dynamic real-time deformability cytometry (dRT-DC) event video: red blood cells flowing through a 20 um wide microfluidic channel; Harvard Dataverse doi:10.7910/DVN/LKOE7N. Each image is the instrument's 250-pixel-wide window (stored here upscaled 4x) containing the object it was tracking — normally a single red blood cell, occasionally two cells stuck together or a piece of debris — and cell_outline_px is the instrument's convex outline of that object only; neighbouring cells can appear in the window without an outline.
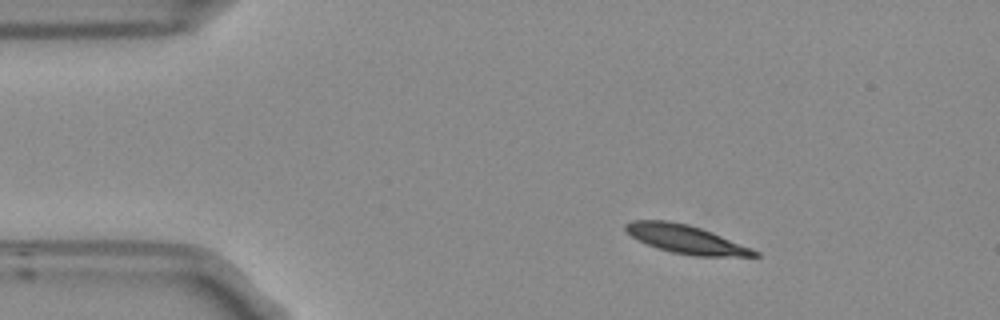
{"species": "Egyptian fruit bat (a non-hibernating species)", "species_latin": "Rousettus aegyptiacus", "temperature_condition": "room temperature", "stored_images_in_passage": 47, "camera_frame_rate_fps": 3000, "um_per_image_px": 0.085, "frame": {"image": 1, "passage_image": 1, "time_ms": 0.0, "image_size_px": [1000, 320], "cell_outline_px": [[760, 256], [692, 256], [672, 252], [648, 244], [632, 236], [624, 228], [624, 224], [632, 220], [668, 220], [688, 224], [712, 232], [752, 248], [760, 252]], "centroid_in_image_um": [58.32, 20.33], "position_along_channel_um": 26.7, "area_um2": 21.15}}
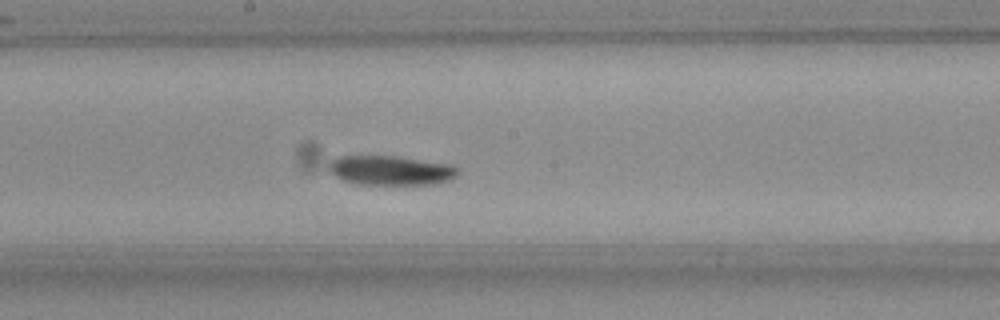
{"frame": {"image": 2, "passage_image": 21, "time_ms": 6.667, "image_size_px": [1000, 320], "cell_outline_px": [[456, 176], [452, 180], [440, 184], [360, 184], [344, 180], [328, 172], [328, 164], [336, 156], [396, 156], [448, 164], [456, 168]], "centroid_in_image_um": [33.18, 14.48], "position_along_channel_um": 215.0, "area_um2": 22.08}}
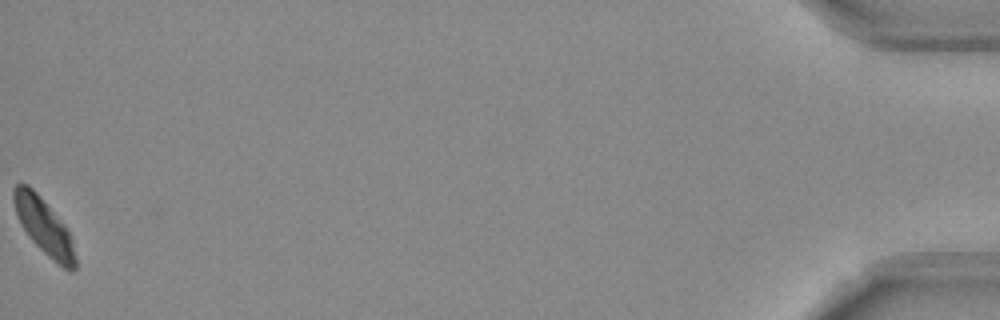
{"frame": {"image": 3, "passage_image": 47, "time_ms": 15.333, "image_size_px": [1000, 320], "cell_outline_px": [[76, 268], [72, 272], [64, 268], [52, 260], [28, 236], [20, 224], [12, 200], [12, 188], [16, 184], [28, 184], [36, 192], [64, 224], [72, 236], [76, 260]], "centroid_in_image_um": [3.73, 19.25], "position_along_channel_um": 431.5, "area_um2": 20.11}, "authors_computed_cell_mechanics": {"area_um2": 21.4438, "velocity_mm_per_s": 3.6993, "shape_relaxation_time_tau1_ms": 2.3785, "shape_relaxation_time_tau2_ms": null, "deformation_change_tau1": 0.1055, "deformation_change_tau2": null}}